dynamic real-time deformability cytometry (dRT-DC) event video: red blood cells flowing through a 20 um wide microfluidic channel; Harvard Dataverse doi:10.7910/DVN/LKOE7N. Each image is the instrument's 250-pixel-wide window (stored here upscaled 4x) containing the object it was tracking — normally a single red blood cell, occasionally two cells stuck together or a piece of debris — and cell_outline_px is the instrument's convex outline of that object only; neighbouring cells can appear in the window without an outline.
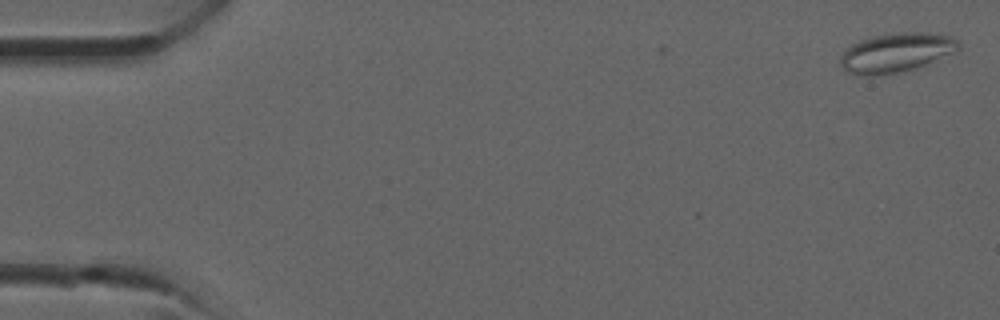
{"species": "common noctule bat (a hibernating species)", "species_latin": "Nyctalus noctula", "temperature_condition": "room temperature", "stored_images_in_passage": 36, "camera_frame_rate_fps": 3000, "um_per_image_px": 0.085, "animal": {"sex": "male", "forearm_length_mm": 52.5}, "frame": {"image": 1, "passage_image": 1, "time_ms": 0.0, "image_size_px": [1000, 320], "cell_outline_px": [[960, 48], [956, 52], [916, 68], [896, 72], [872, 76], [868, 76], [848, 72], [840, 64], [840, 60], [844, 52], [852, 44], [860, 40], [872, 36], [904, 32], [928, 32], [952, 36], [960, 40]], "centroid_in_image_um": [76.24, 4.45], "position_along_channel_um": 8.8, "area_um2": 26.93}}
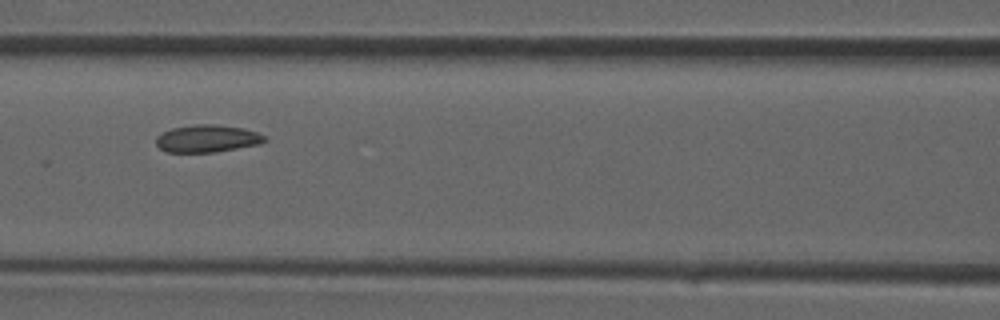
{"frame": {"image": 2, "passage_image": 16, "time_ms": 5.0, "image_size_px": [1000, 320], "cell_outline_px": [[268, 140], [260, 144], [216, 152], [168, 152], [160, 148], [156, 144], [156, 136], [172, 128], [196, 124], [212, 124], [244, 128], [256, 132], [264, 136]], "centroid_in_image_um": [17.62, 11.78], "position_along_channel_um": 149.0, "area_um2": 17.28}}
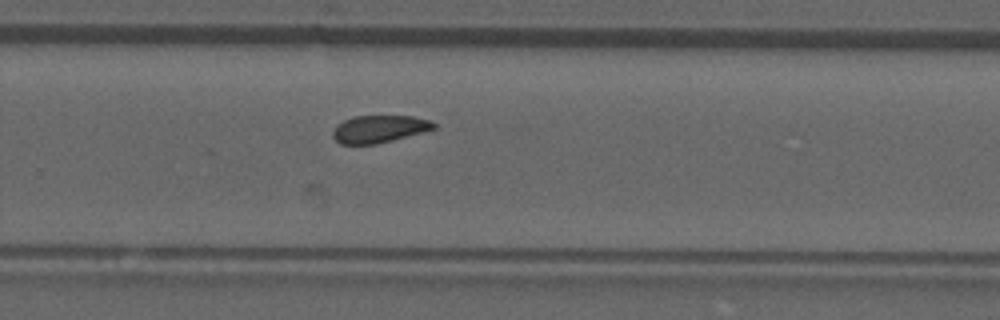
{"frame": {"image": 3, "passage_image": 24, "time_ms": 7.667, "image_size_px": [1000, 320], "cell_outline_px": [[436, 128], [424, 132], [376, 144], [340, 144], [332, 136], [332, 132], [336, 124], [352, 116], [412, 116], [432, 120], [436, 124]], "centroid_in_image_um": [32.23, 10.95], "position_along_channel_um": 297.6, "area_um2": 16.24}}